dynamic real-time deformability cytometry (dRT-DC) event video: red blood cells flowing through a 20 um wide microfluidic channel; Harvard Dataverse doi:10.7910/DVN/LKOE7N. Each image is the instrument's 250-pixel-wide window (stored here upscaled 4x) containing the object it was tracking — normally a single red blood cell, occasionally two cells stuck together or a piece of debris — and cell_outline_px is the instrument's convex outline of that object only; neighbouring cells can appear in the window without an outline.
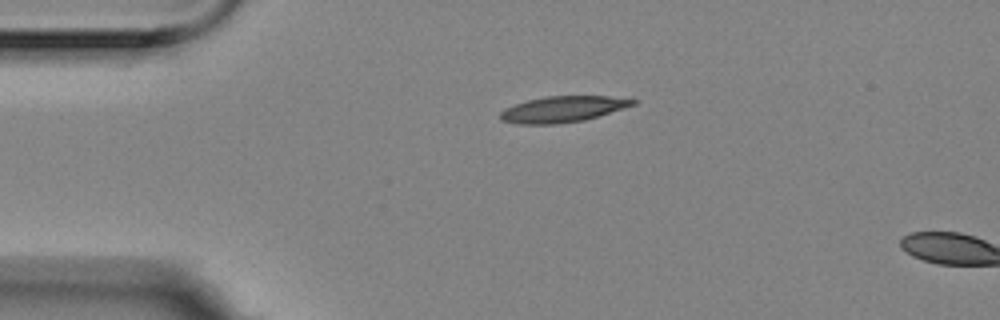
{"species": "Egyptian fruit bat (a non-hibernating species)", "species_latin": "Rousettus aegyptiacus", "temperature_condition": "room temperature", "stored_images_in_passage": 2, "camera_frame_rate_fps": 3000, "um_per_image_px": 0.085, "animal": {"sex": "female"}, "frame": {"image": 1, "passage_image": 1, "time_ms": 0.0, "image_size_px": [1000, 320], "cell_outline_px": [[636, 104], [584, 120], [556, 124], [520, 124], [500, 120], [500, 112], [504, 108], [528, 100], [544, 96], [608, 96], [636, 100]], "centroid_in_image_um": [47.79, 9.28], "position_along_channel_um": 37.2, "area_um2": 19.88}}